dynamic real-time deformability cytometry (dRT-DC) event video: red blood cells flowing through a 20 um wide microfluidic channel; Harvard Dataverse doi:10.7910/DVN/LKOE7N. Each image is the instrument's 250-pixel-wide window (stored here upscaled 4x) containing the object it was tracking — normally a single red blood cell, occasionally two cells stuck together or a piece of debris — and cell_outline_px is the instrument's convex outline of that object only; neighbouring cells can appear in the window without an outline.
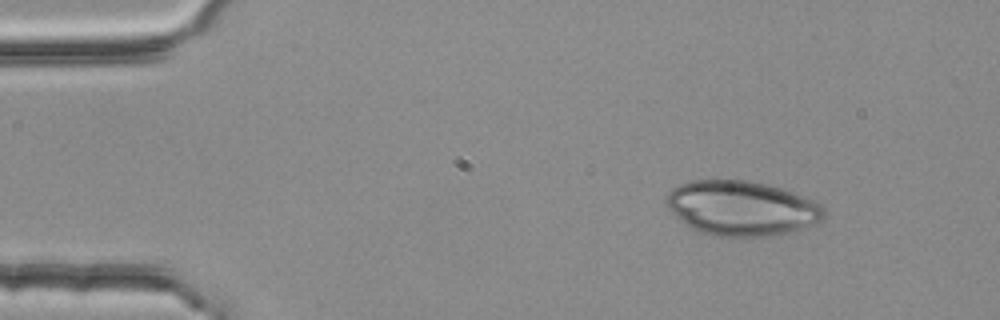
{"species": "common noctule bat (a hibernating species)", "species_latin": "Nyctalus noctula", "temperature_condition": "room temperature", "stored_images_in_passage": 4, "camera_frame_rate_fps": 3000, "um_per_image_px": 0.085, "animal": {"sex": "female", "body_mass_g": 25.1}, "frame": {"image": 1, "passage_image": 1, "time_ms": 0.0, "image_size_px": [1000, 320], "cell_outline_px": [[824, 220], [816, 224], [788, 232], [764, 236], [716, 236], [700, 232], [692, 228], [680, 220], [664, 204], [664, 200], [668, 192], [672, 188], [680, 184], [692, 180], [748, 180], [768, 184], [792, 192], [812, 200], [820, 204], [824, 208]], "centroid_in_image_um": [63.01, 17.69], "position_along_channel_um": 22.0, "area_um2": 50.29}}